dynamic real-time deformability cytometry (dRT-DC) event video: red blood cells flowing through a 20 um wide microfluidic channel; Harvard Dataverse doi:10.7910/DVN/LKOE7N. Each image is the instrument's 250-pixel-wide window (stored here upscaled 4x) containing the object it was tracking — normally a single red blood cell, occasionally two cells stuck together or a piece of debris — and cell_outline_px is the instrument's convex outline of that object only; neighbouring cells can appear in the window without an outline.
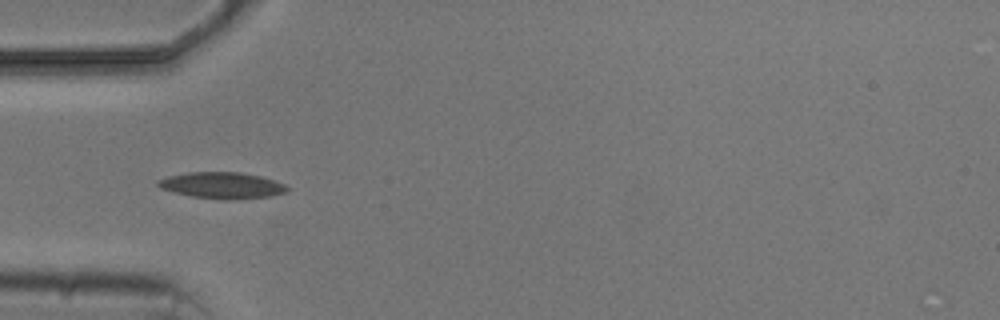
{"species": "common noctule bat (a hibernating species)", "species_latin": "Nyctalus noctula", "temperature_condition": "cold", "stored_images_in_passage": 7, "camera_frame_rate_fps": 3000, "um_per_image_px": 0.085, "animal": {"sex": "male", "body_mass_g": 20.5, "forearm_length_mm": 52.5}, "frame": {"image": 1, "passage_image": 5, "time_ms": 4.667, "image_size_px": [1000, 320], "cell_outline_px": [[288, 192], [272, 196], [228, 200], [192, 196], [160, 188], [156, 184], [156, 180], [168, 176], [188, 172], [240, 172], [260, 176], [284, 184], [288, 188]], "centroid_in_image_um": [18.87, 15.75], "position_along_channel_um": 66.1, "area_um2": 19.71}}
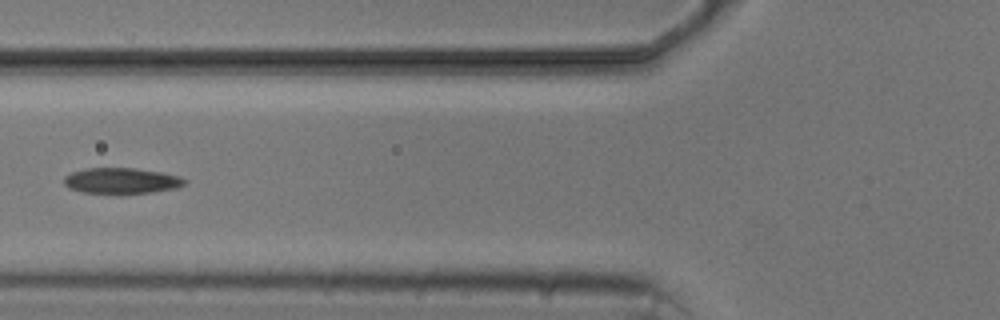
{"frame": {"image": 2, "passage_image": 6, "time_ms": 6.0, "image_size_px": [1000, 320], "cell_outline_px": [[188, 180], [184, 184], [176, 188], [152, 192], [80, 192], [68, 188], [64, 184], [64, 176], [72, 172], [88, 168], [136, 168], [160, 172], [180, 176]], "centroid_in_image_um": [10.32, 15.34], "position_along_channel_um": 115.5, "area_um2": 17.8}}
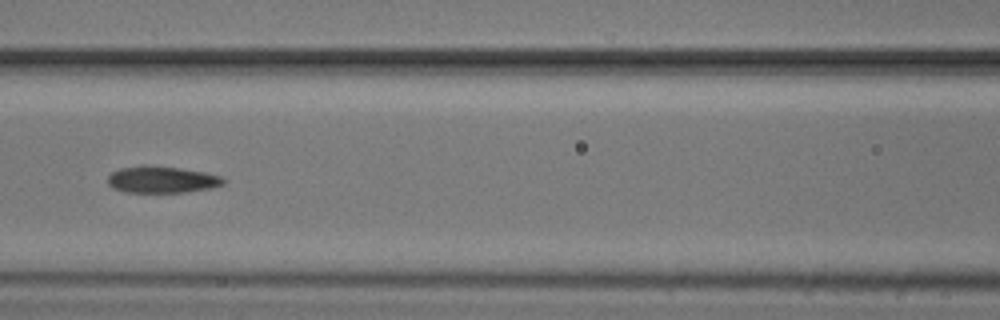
{"frame": {"image": 3, "passage_image": 7, "time_ms": 7.0, "image_size_px": [1000, 320], "cell_outline_px": [[224, 184], [212, 188], [184, 192], [128, 192], [112, 188], [108, 184], [108, 176], [112, 172], [120, 168], [144, 164], [180, 168], [204, 172], [220, 176], [224, 180]], "centroid_in_image_um": [13.73, 15.25], "position_along_channel_um": 152.9, "area_um2": 18.03}}